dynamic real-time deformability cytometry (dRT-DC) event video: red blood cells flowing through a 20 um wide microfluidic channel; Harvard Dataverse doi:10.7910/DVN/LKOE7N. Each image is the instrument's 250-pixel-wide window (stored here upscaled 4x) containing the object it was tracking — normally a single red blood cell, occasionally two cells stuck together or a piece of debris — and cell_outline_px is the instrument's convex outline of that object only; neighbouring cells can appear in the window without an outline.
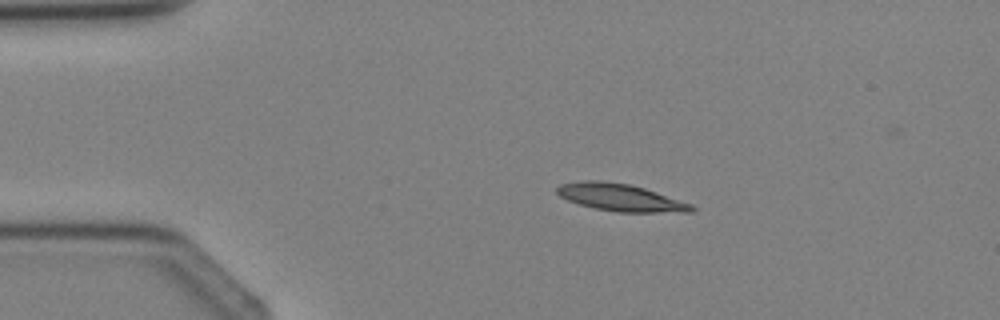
{"species": "Egyptian fruit bat (a non-hibernating species)", "species_latin": "Rousettus aegyptiacus", "temperature_condition": "cold", "stored_images_in_passage": 2, "camera_frame_rate_fps": 3000, "um_per_image_px": 0.085, "animal": {"sex": "female"}, "frame": {"image": 1, "passage_image": 1, "time_ms": 0.0, "image_size_px": [1000, 320], "cell_outline_px": [[696, 208], [692, 212], [620, 212], [596, 208], [580, 204], [568, 200], [560, 196], [556, 192], [556, 188], [560, 184], [580, 180], [600, 180], [628, 184], [644, 188], [692, 204]], "centroid_in_image_um": [52.73, 16.78], "position_along_channel_um": 32.3, "area_um2": 21.21}}